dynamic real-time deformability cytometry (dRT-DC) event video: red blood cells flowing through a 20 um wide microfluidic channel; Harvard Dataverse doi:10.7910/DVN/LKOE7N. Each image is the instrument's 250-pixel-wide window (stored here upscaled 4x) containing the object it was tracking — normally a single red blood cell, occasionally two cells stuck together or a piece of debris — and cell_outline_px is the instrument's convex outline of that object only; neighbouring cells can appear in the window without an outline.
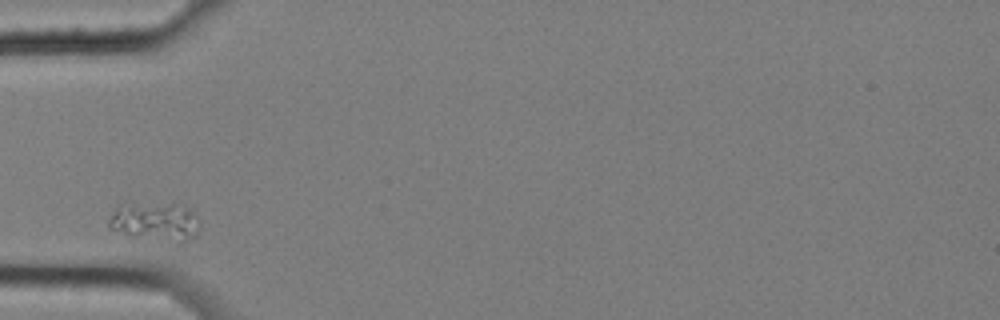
{"species": "common noctule bat (a hibernating species)", "species_latin": "Nyctalus noctula", "temperature_condition": "cold", "stored_images_in_passage": 4, "camera_frame_rate_fps": 3000, "um_per_image_px": 0.085, "animal": {"sex": "female", "body_mass_g": 25.1}, "frame": {"image": 1, "passage_image": 1, "time_ms": 0.0, "image_size_px": [1000, 320], "cell_outline_px": [[200, 228], [196, 236], [180, 244], [124, 232], [108, 228], [108, 220], [116, 208], [120, 204], [176, 204], [188, 208], [200, 220]], "centroid_in_image_um": [13.27, 18.84], "position_along_channel_um": 71.7, "area_um2": 20.06}}
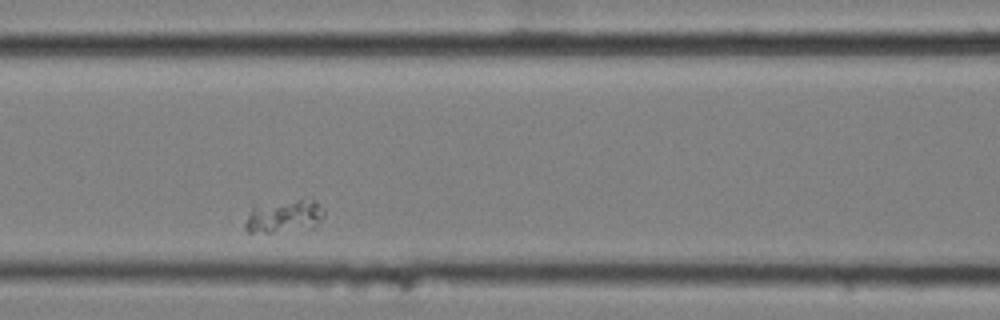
{"frame": {"image": 2, "passage_image": 3, "time_ms": 0.667, "image_size_px": [1000, 320], "cell_outline_px": [[324, 216], [312, 228], [272, 232], [248, 232], [244, 228], [244, 224], [252, 208], [296, 200], [312, 200], [324, 208]], "centroid_in_image_um": [24.18, 18.42], "position_along_channel_um": 142.4, "area_um2": 14.45}}
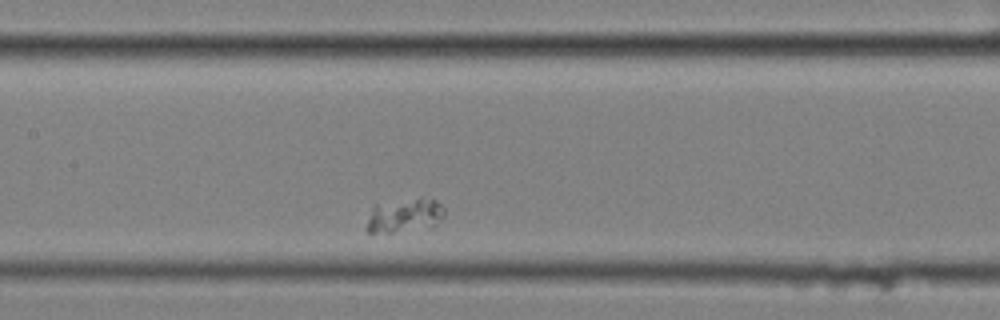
{"frame": {"image": 3, "passage_image": 4, "time_ms": 1.0, "image_size_px": [1000, 320], "cell_outline_px": [[444, 216], [436, 224], [392, 232], [368, 232], [368, 220], [372, 208], [376, 204], [432, 196], [444, 208]], "centroid_in_image_um": [34.43, 18.26], "position_along_channel_um": 173.0, "area_um2": 14.85}}